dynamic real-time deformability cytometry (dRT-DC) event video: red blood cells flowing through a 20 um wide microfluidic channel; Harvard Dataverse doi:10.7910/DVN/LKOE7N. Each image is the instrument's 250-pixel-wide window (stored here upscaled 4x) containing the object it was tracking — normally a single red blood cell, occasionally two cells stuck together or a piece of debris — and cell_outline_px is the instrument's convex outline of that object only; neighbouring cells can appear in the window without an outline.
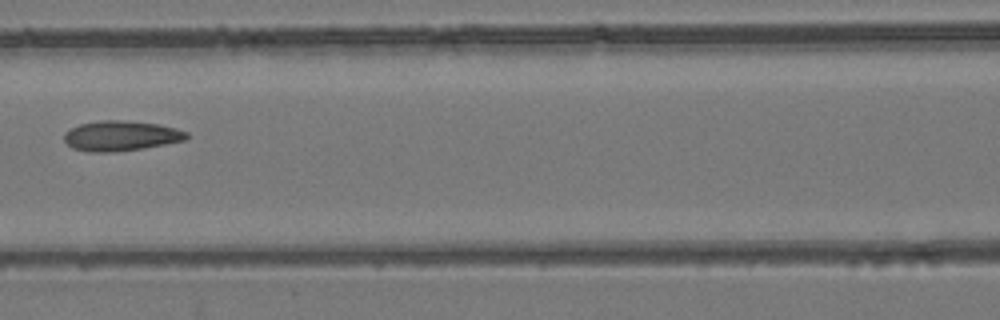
{"species": "common noctule bat (a hibernating species)", "species_latin": "Nyctalus noctula", "temperature_condition": "room temperature", "stored_images_in_passage": 3, "camera_frame_rate_fps": 3000, "um_per_image_px": 0.085, "animal": {"sex": "female", "body_mass_g": 24.6, "forearm_length_mm": 56.2}, "frame": {"image": 1, "passage_image": 3, "time_ms": 2.333, "image_size_px": [1000, 320], "cell_outline_px": [[188, 136], [184, 140], [144, 148], [116, 152], [88, 152], [72, 148], [64, 140], [64, 132], [80, 124], [100, 120], [120, 120], [156, 124], [176, 128], [188, 132]], "centroid_in_image_um": [10.25, 11.55], "position_along_channel_um": 156.4, "area_um2": 21.39}}